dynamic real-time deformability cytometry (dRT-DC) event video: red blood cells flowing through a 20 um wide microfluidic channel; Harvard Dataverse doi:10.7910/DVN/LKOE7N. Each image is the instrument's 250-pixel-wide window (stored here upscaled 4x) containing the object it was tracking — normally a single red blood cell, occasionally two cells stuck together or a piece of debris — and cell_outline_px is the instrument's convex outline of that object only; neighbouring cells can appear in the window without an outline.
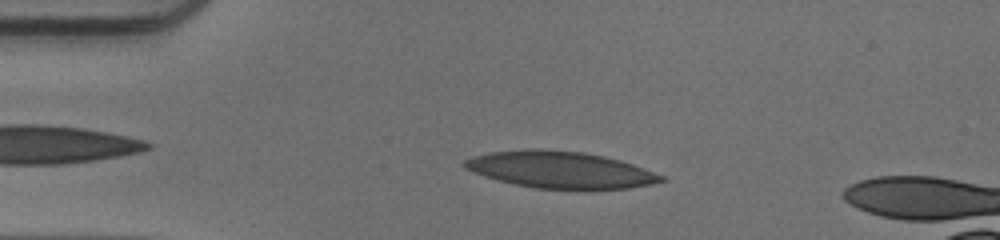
{"species": "human", "species_latin": "Homo sapiens", "temperature_condition": "warm", "stored_images_in_passage": 40, "camera_frame_rate_fps": 3000, "um_per_image_px": 0.085, "donor": {"sex": "male"}, "frame": {"image": 1, "passage_image": 6, "time_ms": 1.667, "image_size_px": [1000, 240], "cell_outline_px": [[668, 180], [652, 184], [628, 188], [536, 188], [516, 184], [484, 176], [464, 168], [460, 164], [464, 160], [472, 156], [488, 152], [528, 148], [540, 148], [584, 152], [604, 156], [620, 160], [668, 176]], "centroid_in_image_um": [47.62, 14.4], "position_along_channel_um": 37.4, "area_um2": 42.14}}
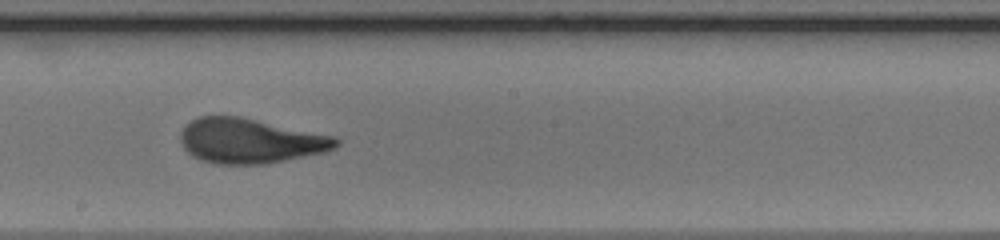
{"frame": {"image": 2, "passage_image": 23, "time_ms": 7.333, "image_size_px": [1000, 240], "cell_outline_px": [[340, 144], [336, 148], [324, 152], [264, 164], [216, 164], [200, 160], [192, 156], [184, 148], [180, 140], [180, 132], [184, 124], [200, 116], [240, 116], [336, 136], [340, 140]], "centroid_in_image_um": [21.26, 11.96], "position_along_channel_um": 226.9, "area_um2": 40.92}}
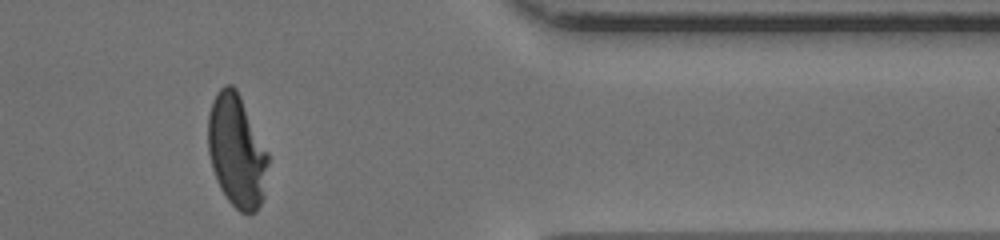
{"frame": {"image": 3, "passage_image": 37, "time_ms": 12.0, "image_size_px": [1000, 240], "cell_outline_px": [[268, 164], [264, 196], [256, 212], [248, 216], [240, 212], [228, 200], [220, 188], [216, 180], [212, 168], [208, 152], [208, 116], [212, 100], [216, 92], [224, 84], [232, 84], [236, 88], [268, 152]], "centroid_in_image_um": [20.11, 12.85], "position_along_channel_um": 391.3, "area_um2": 39.71}, "authors_computed_cell_mechanics": {"area_um2": 41.0958, "velocity_mm_per_s": 3.985, "shape_relaxation_time_tau1_ms": 8.6577, "shape_relaxation_time_tau2_ms": 0.8267, "deformation_change_tau1": 0.3159, "deformation_change_tau2": 0.0734}}